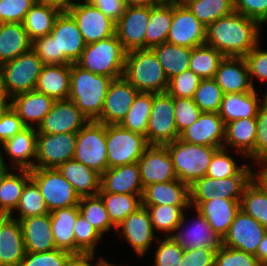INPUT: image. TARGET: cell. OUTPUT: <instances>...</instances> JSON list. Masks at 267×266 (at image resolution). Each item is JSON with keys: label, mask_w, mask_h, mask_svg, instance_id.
I'll list each match as a JSON object with an SVG mask.
<instances>
[{"label": "cell", "mask_w": 267, "mask_h": 266, "mask_svg": "<svg viewBox=\"0 0 267 266\" xmlns=\"http://www.w3.org/2000/svg\"><path fill=\"white\" fill-rule=\"evenodd\" d=\"M240 209L267 229V191L254 178L244 189Z\"/></svg>", "instance_id": "f6af8a7d"}, {"label": "cell", "mask_w": 267, "mask_h": 266, "mask_svg": "<svg viewBox=\"0 0 267 266\" xmlns=\"http://www.w3.org/2000/svg\"><path fill=\"white\" fill-rule=\"evenodd\" d=\"M227 149L220 148L212 156L206 176L224 179L231 176H254L250 165L239 166L235 159L227 154Z\"/></svg>", "instance_id": "681fc988"}, {"label": "cell", "mask_w": 267, "mask_h": 266, "mask_svg": "<svg viewBox=\"0 0 267 266\" xmlns=\"http://www.w3.org/2000/svg\"><path fill=\"white\" fill-rule=\"evenodd\" d=\"M214 266H263L255 255L221 245L215 253Z\"/></svg>", "instance_id": "11a10c76"}, {"label": "cell", "mask_w": 267, "mask_h": 266, "mask_svg": "<svg viewBox=\"0 0 267 266\" xmlns=\"http://www.w3.org/2000/svg\"><path fill=\"white\" fill-rule=\"evenodd\" d=\"M9 100H11L9 105L18 114L22 123L26 127L35 125V128L39 126L55 102L53 98L36 90L17 94Z\"/></svg>", "instance_id": "f546056e"}, {"label": "cell", "mask_w": 267, "mask_h": 266, "mask_svg": "<svg viewBox=\"0 0 267 266\" xmlns=\"http://www.w3.org/2000/svg\"><path fill=\"white\" fill-rule=\"evenodd\" d=\"M257 165L261 163L262 171H254V179L267 191V158L256 162Z\"/></svg>", "instance_id": "2644e50d"}, {"label": "cell", "mask_w": 267, "mask_h": 266, "mask_svg": "<svg viewBox=\"0 0 267 266\" xmlns=\"http://www.w3.org/2000/svg\"><path fill=\"white\" fill-rule=\"evenodd\" d=\"M151 49L162 65L168 80L189 69L191 48L164 42Z\"/></svg>", "instance_id": "60d3db41"}, {"label": "cell", "mask_w": 267, "mask_h": 266, "mask_svg": "<svg viewBox=\"0 0 267 266\" xmlns=\"http://www.w3.org/2000/svg\"><path fill=\"white\" fill-rule=\"evenodd\" d=\"M126 5L153 7L164 3L163 0H125Z\"/></svg>", "instance_id": "34e18365"}, {"label": "cell", "mask_w": 267, "mask_h": 266, "mask_svg": "<svg viewBox=\"0 0 267 266\" xmlns=\"http://www.w3.org/2000/svg\"><path fill=\"white\" fill-rule=\"evenodd\" d=\"M216 249L198 248L184 250L180 266H214Z\"/></svg>", "instance_id": "003e7915"}, {"label": "cell", "mask_w": 267, "mask_h": 266, "mask_svg": "<svg viewBox=\"0 0 267 266\" xmlns=\"http://www.w3.org/2000/svg\"><path fill=\"white\" fill-rule=\"evenodd\" d=\"M179 138L190 144L226 148L225 124L219 113L202 112L199 118L180 134Z\"/></svg>", "instance_id": "44dd1931"}, {"label": "cell", "mask_w": 267, "mask_h": 266, "mask_svg": "<svg viewBox=\"0 0 267 266\" xmlns=\"http://www.w3.org/2000/svg\"><path fill=\"white\" fill-rule=\"evenodd\" d=\"M223 96L222 89L213 78L201 79L193 101L202 112L219 113Z\"/></svg>", "instance_id": "816d5d0a"}, {"label": "cell", "mask_w": 267, "mask_h": 266, "mask_svg": "<svg viewBox=\"0 0 267 266\" xmlns=\"http://www.w3.org/2000/svg\"><path fill=\"white\" fill-rule=\"evenodd\" d=\"M255 256L263 266H267V231L264 234L262 241L260 242Z\"/></svg>", "instance_id": "8c879c8a"}, {"label": "cell", "mask_w": 267, "mask_h": 266, "mask_svg": "<svg viewBox=\"0 0 267 266\" xmlns=\"http://www.w3.org/2000/svg\"><path fill=\"white\" fill-rule=\"evenodd\" d=\"M26 252H49L57 249L51 228L50 213L19 220Z\"/></svg>", "instance_id": "83f0119b"}, {"label": "cell", "mask_w": 267, "mask_h": 266, "mask_svg": "<svg viewBox=\"0 0 267 266\" xmlns=\"http://www.w3.org/2000/svg\"><path fill=\"white\" fill-rule=\"evenodd\" d=\"M73 158L100 175L108 169L105 124L91 120L76 133Z\"/></svg>", "instance_id": "52a82bcc"}, {"label": "cell", "mask_w": 267, "mask_h": 266, "mask_svg": "<svg viewBox=\"0 0 267 266\" xmlns=\"http://www.w3.org/2000/svg\"><path fill=\"white\" fill-rule=\"evenodd\" d=\"M197 221L195 220L188 230H180L186 220L184 212L179 226L176 228V233L172 236L183 250H193L198 248H213L219 249L222 245V239L211 228L205 217L197 211Z\"/></svg>", "instance_id": "d4e9b609"}, {"label": "cell", "mask_w": 267, "mask_h": 266, "mask_svg": "<svg viewBox=\"0 0 267 266\" xmlns=\"http://www.w3.org/2000/svg\"><path fill=\"white\" fill-rule=\"evenodd\" d=\"M223 58L215 48L203 44L191 49L189 69L201 79H212Z\"/></svg>", "instance_id": "bcb514c9"}, {"label": "cell", "mask_w": 267, "mask_h": 266, "mask_svg": "<svg viewBox=\"0 0 267 266\" xmlns=\"http://www.w3.org/2000/svg\"><path fill=\"white\" fill-rule=\"evenodd\" d=\"M32 50L44 65L63 64V54H58L56 40L50 34L32 41Z\"/></svg>", "instance_id": "94428289"}, {"label": "cell", "mask_w": 267, "mask_h": 266, "mask_svg": "<svg viewBox=\"0 0 267 266\" xmlns=\"http://www.w3.org/2000/svg\"><path fill=\"white\" fill-rule=\"evenodd\" d=\"M142 206H191L190 186L179 179L146 186L141 197Z\"/></svg>", "instance_id": "f1b7e54d"}, {"label": "cell", "mask_w": 267, "mask_h": 266, "mask_svg": "<svg viewBox=\"0 0 267 266\" xmlns=\"http://www.w3.org/2000/svg\"><path fill=\"white\" fill-rule=\"evenodd\" d=\"M61 10L41 2H35L27 12L23 26L31 41L49 35Z\"/></svg>", "instance_id": "f35d334b"}, {"label": "cell", "mask_w": 267, "mask_h": 266, "mask_svg": "<svg viewBox=\"0 0 267 266\" xmlns=\"http://www.w3.org/2000/svg\"><path fill=\"white\" fill-rule=\"evenodd\" d=\"M256 126V117L235 119L226 123L224 143L255 160Z\"/></svg>", "instance_id": "836d02e7"}, {"label": "cell", "mask_w": 267, "mask_h": 266, "mask_svg": "<svg viewBox=\"0 0 267 266\" xmlns=\"http://www.w3.org/2000/svg\"><path fill=\"white\" fill-rule=\"evenodd\" d=\"M26 126L18 117V114L9 105L0 115V142L1 145L20 132Z\"/></svg>", "instance_id": "03108f58"}, {"label": "cell", "mask_w": 267, "mask_h": 266, "mask_svg": "<svg viewBox=\"0 0 267 266\" xmlns=\"http://www.w3.org/2000/svg\"><path fill=\"white\" fill-rule=\"evenodd\" d=\"M37 130L35 127H25L9 138L1 146L8 157L11 158L14 169L34 168L36 159ZM33 158V159H31Z\"/></svg>", "instance_id": "4dcf8cb0"}, {"label": "cell", "mask_w": 267, "mask_h": 266, "mask_svg": "<svg viewBox=\"0 0 267 266\" xmlns=\"http://www.w3.org/2000/svg\"><path fill=\"white\" fill-rule=\"evenodd\" d=\"M111 222L117 227L127 216L142 206V194L99 192Z\"/></svg>", "instance_id": "b9f144b4"}, {"label": "cell", "mask_w": 267, "mask_h": 266, "mask_svg": "<svg viewBox=\"0 0 267 266\" xmlns=\"http://www.w3.org/2000/svg\"><path fill=\"white\" fill-rule=\"evenodd\" d=\"M123 77L139 92L164 93L168 88L169 80L151 48L127 52Z\"/></svg>", "instance_id": "3957f363"}, {"label": "cell", "mask_w": 267, "mask_h": 266, "mask_svg": "<svg viewBox=\"0 0 267 266\" xmlns=\"http://www.w3.org/2000/svg\"><path fill=\"white\" fill-rule=\"evenodd\" d=\"M79 214L78 206L59 208L50 212L57 249L75 254L74 226Z\"/></svg>", "instance_id": "8d00e7d4"}, {"label": "cell", "mask_w": 267, "mask_h": 266, "mask_svg": "<svg viewBox=\"0 0 267 266\" xmlns=\"http://www.w3.org/2000/svg\"><path fill=\"white\" fill-rule=\"evenodd\" d=\"M190 204L205 217L220 239L227 234L240 211V200L218 198L210 201H190Z\"/></svg>", "instance_id": "cb8c5ba5"}, {"label": "cell", "mask_w": 267, "mask_h": 266, "mask_svg": "<svg viewBox=\"0 0 267 266\" xmlns=\"http://www.w3.org/2000/svg\"><path fill=\"white\" fill-rule=\"evenodd\" d=\"M50 35L56 40L58 54H63V64H72L79 60L86 43L76 21L68 11L60 12Z\"/></svg>", "instance_id": "d6986e66"}, {"label": "cell", "mask_w": 267, "mask_h": 266, "mask_svg": "<svg viewBox=\"0 0 267 266\" xmlns=\"http://www.w3.org/2000/svg\"><path fill=\"white\" fill-rule=\"evenodd\" d=\"M84 2V3H83ZM74 3L67 11L76 21L86 44L115 34V22L89 1Z\"/></svg>", "instance_id": "5bb4252c"}, {"label": "cell", "mask_w": 267, "mask_h": 266, "mask_svg": "<svg viewBox=\"0 0 267 266\" xmlns=\"http://www.w3.org/2000/svg\"><path fill=\"white\" fill-rule=\"evenodd\" d=\"M164 2H181L182 0H163Z\"/></svg>", "instance_id": "09005b40"}, {"label": "cell", "mask_w": 267, "mask_h": 266, "mask_svg": "<svg viewBox=\"0 0 267 266\" xmlns=\"http://www.w3.org/2000/svg\"><path fill=\"white\" fill-rule=\"evenodd\" d=\"M261 24L234 11L206 27L205 44L224 57H244L260 43Z\"/></svg>", "instance_id": "6da1fadb"}, {"label": "cell", "mask_w": 267, "mask_h": 266, "mask_svg": "<svg viewBox=\"0 0 267 266\" xmlns=\"http://www.w3.org/2000/svg\"><path fill=\"white\" fill-rule=\"evenodd\" d=\"M256 121L255 160L267 158V94L262 99Z\"/></svg>", "instance_id": "6125c7cd"}, {"label": "cell", "mask_w": 267, "mask_h": 266, "mask_svg": "<svg viewBox=\"0 0 267 266\" xmlns=\"http://www.w3.org/2000/svg\"><path fill=\"white\" fill-rule=\"evenodd\" d=\"M108 266H118V265L116 264L114 265L113 263H110Z\"/></svg>", "instance_id": "979ff035"}, {"label": "cell", "mask_w": 267, "mask_h": 266, "mask_svg": "<svg viewBox=\"0 0 267 266\" xmlns=\"http://www.w3.org/2000/svg\"><path fill=\"white\" fill-rule=\"evenodd\" d=\"M201 78L187 69L168 81L166 92L176 98H193Z\"/></svg>", "instance_id": "db71d44e"}, {"label": "cell", "mask_w": 267, "mask_h": 266, "mask_svg": "<svg viewBox=\"0 0 267 266\" xmlns=\"http://www.w3.org/2000/svg\"><path fill=\"white\" fill-rule=\"evenodd\" d=\"M137 162L108 168L100 180V191L113 194H143Z\"/></svg>", "instance_id": "4316f807"}, {"label": "cell", "mask_w": 267, "mask_h": 266, "mask_svg": "<svg viewBox=\"0 0 267 266\" xmlns=\"http://www.w3.org/2000/svg\"><path fill=\"white\" fill-rule=\"evenodd\" d=\"M88 121L73 101L55 100L36 130L46 134L77 133Z\"/></svg>", "instance_id": "9a60e30c"}, {"label": "cell", "mask_w": 267, "mask_h": 266, "mask_svg": "<svg viewBox=\"0 0 267 266\" xmlns=\"http://www.w3.org/2000/svg\"><path fill=\"white\" fill-rule=\"evenodd\" d=\"M267 229L241 209L222 239V245L256 255Z\"/></svg>", "instance_id": "e0dca14e"}, {"label": "cell", "mask_w": 267, "mask_h": 266, "mask_svg": "<svg viewBox=\"0 0 267 266\" xmlns=\"http://www.w3.org/2000/svg\"><path fill=\"white\" fill-rule=\"evenodd\" d=\"M223 94L247 93L253 91L249 70L244 57H224L213 78Z\"/></svg>", "instance_id": "603a6c76"}, {"label": "cell", "mask_w": 267, "mask_h": 266, "mask_svg": "<svg viewBox=\"0 0 267 266\" xmlns=\"http://www.w3.org/2000/svg\"><path fill=\"white\" fill-rule=\"evenodd\" d=\"M254 176H231L215 179L204 176L190 186V201H210L213 199L241 200L245 187Z\"/></svg>", "instance_id": "7c38bea8"}, {"label": "cell", "mask_w": 267, "mask_h": 266, "mask_svg": "<svg viewBox=\"0 0 267 266\" xmlns=\"http://www.w3.org/2000/svg\"><path fill=\"white\" fill-rule=\"evenodd\" d=\"M9 98L6 96L3 89L2 75L0 72V102H8Z\"/></svg>", "instance_id": "2a66077c"}, {"label": "cell", "mask_w": 267, "mask_h": 266, "mask_svg": "<svg viewBox=\"0 0 267 266\" xmlns=\"http://www.w3.org/2000/svg\"><path fill=\"white\" fill-rule=\"evenodd\" d=\"M174 111L176 129L179 134L192 125L202 113L193 98L174 97Z\"/></svg>", "instance_id": "6f0895ef"}, {"label": "cell", "mask_w": 267, "mask_h": 266, "mask_svg": "<svg viewBox=\"0 0 267 266\" xmlns=\"http://www.w3.org/2000/svg\"><path fill=\"white\" fill-rule=\"evenodd\" d=\"M206 26L182 3L173 2V17L166 42L195 48L205 44Z\"/></svg>", "instance_id": "4fadbf2b"}, {"label": "cell", "mask_w": 267, "mask_h": 266, "mask_svg": "<svg viewBox=\"0 0 267 266\" xmlns=\"http://www.w3.org/2000/svg\"><path fill=\"white\" fill-rule=\"evenodd\" d=\"M181 2L206 27L235 11L234 0H182Z\"/></svg>", "instance_id": "ee69618b"}, {"label": "cell", "mask_w": 267, "mask_h": 266, "mask_svg": "<svg viewBox=\"0 0 267 266\" xmlns=\"http://www.w3.org/2000/svg\"><path fill=\"white\" fill-rule=\"evenodd\" d=\"M139 91L124 77L113 79L109 85L100 118L105 125L119 124L129 111Z\"/></svg>", "instance_id": "ffe728a7"}, {"label": "cell", "mask_w": 267, "mask_h": 266, "mask_svg": "<svg viewBox=\"0 0 267 266\" xmlns=\"http://www.w3.org/2000/svg\"><path fill=\"white\" fill-rule=\"evenodd\" d=\"M57 169L73 186L79 197L94 196L99 193L101 175L76 159L67 160Z\"/></svg>", "instance_id": "d6a6232c"}, {"label": "cell", "mask_w": 267, "mask_h": 266, "mask_svg": "<svg viewBox=\"0 0 267 266\" xmlns=\"http://www.w3.org/2000/svg\"><path fill=\"white\" fill-rule=\"evenodd\" d=\"M32 49L23 23H0V65Z\"/></svg>", "instance_id": "e575fe53"}, {"label": "cell", "mask_w": 267, "mask_h": 266, "mask_svg": "<svg viewBox=\"0 0 267 266\" xmlns=\"http://www.w3.org/2000/svg\"><path fill=\"white\" fill-rule=\"evenodd\" d=\"M120 228L124 239L139 256L148 252L152 242L158 238L154 233L150 214L143 206L127 216L116 227L118 230H121Z\"/></svg>", "instance_id": "7402d4cb"}, {"label": "cell", "mask_w": 267, "mask_h": 266, "mask_svg": "<svg viewBox=\"0 0 267 266\" xmlns=\"http://www.w3.org/2000/svg\"><path fill=\"white\" fill-rule=\"evenodd\" d=\"M112 80L113 78L92 73L72 63L68 99L75 103L89 121L98 120Z\"/></svg>", "instance_id": "7a4b0ae2"}, {"label": "cell", "mask_w": 267, "mask_h": 266, "mask_svg": "<svg viewBox=\"0 0 267 266\" xmlns=\"http://www.w3.org/2000/svg\"><path fill=\"white\" fill-rule=\"evenodd\" d=\"M30 178L38 186L49 213L59 208L78 206L79 195L57 168H33Z\"/></svg>", "instance_id": "ba28073f"}, {"label": "cell", "mask_w": 267, "mask_h": 266, "mask_svg": "<svg viewBox=\"0 0 267 266\" xmlns=\"http://www.w3.org/2000/svg\"><path fill=\"white\" fill-rule=\"evenodd\" d=\"M3 152L0 151V182L2 178L6 175V173L11 170L6 165V162L4 161V156L2 155Z\"/></svg>", "instance_id": "11e5206c"}, {"label": "cell", "mask_w": 267, "mask_h": 266, "mask_svg": "<svg viewBox=\"0 0 267 266\" xmlns=\"http://www.w3.org/2000/svg\"><path fill=\"white\" fill-rule=\"evenodd\" d=\"M159 242L155 253L154 266H180L184 250L173 237L157 238Z\"/></svg>", "instance_id": "9f6ffc18"}, {"label": "cell", "mask_w": 267, "mask_h": 266, "mask_svg": "<svg viewBox=\"0 0 267 266\" xmlns=\"http://www.w3.org/2000/svg\"><path fill=\"white\" fill-rule=\"evenodd\" d=\"M259 43L244 56L249 76L252 83V78L267 81V51L259 49ZM267 94V92H266Z\"/></svg>", "instance_id": "be15d7a7"}, {"label": "cell", "mask_w": 267, "mask_h": 266, "mask_svg": "<svg viewBox=\"0 0 267 266\" xmlns=\"http://www.w3.org/2000/svg\"><path fill=\"white\" fill-rule=\"evenodd\" d=\"M177 178L189 186L206 176L216 147L187 143L180 138L165 144Z\"/></svg>", "instance_id": "5b68a950"}, {"label": "cell", "mask_w": 267, "mask_h": 266, "mask_svg": "<svg viewBox=\"0 0 267 266\" xmlns=\"http://www.w3.org/2000/svg\"><path fill=\"white\" fill-rule=\"evenodd\" d=\"M143 207H146L150 214L153 230L156 228L163 231L165 237H172L181 222L184 210L191 206L156 205Z\"/></svg>", "instance_id": "c3c4849f"}, {"label": "cell", "mask_w": 267, "mask_h": 266, "mask_svg": "<svg viewBox=\"0 0 267 266\" xmlns=\"http://www.w3.org/2000/svg\"><path fill=\"white\" fill-rule=\"evenodd\" d=\"M95 255L92 253H79L71 254L66 261L65 266H108L111 262H108L104 258L99 257V261L94 265L90 263L94 260Z\"/></svg>", "instance_id": "89a4df30"}, {"label": "cell", "mask_w": 267, "mask_h": 266, "mask_svg": "<svg viewBox=\"0 0 267 266\" xmlns=\"http://www.w3.org/2000/svg\"><path fill=\"white\" fill-rule=\"evenodd\" d=\"M173 17V2L150 7L146 28L145 48H153L166 42Z\"/></svg>", "instance_id": "ab89813d"}, {"label": "cell", "mask_w": 267, "mask_h": 266, "mask_svg": "<svg viewBox=\"0 0 267 266\" xmlns=\"http://www.w3.org/2000/svg\"><path fill=\"white\" fill-rule=\"evenodd\" d=\"M70 252L55 249L49 252H26L19 266H65Z\"/></svg>", "instance_id": "680465c9"}, {"label": "cell", "mask_w": 267, "mask_h": 266, "mask_svg": "<svg viewBox=\"0 0 267 266\" xmlns=\"http://www.w3.org/2000/svg\"><path fill=\"white\" fill-rule=\"evenodd\" d=\"M152 102L153 93L139 92L119 125L146 138Z\"/></svg>", "instance_id": "7bdbcfd3"}, {"label": "cell", "mask_w": 267, "mask_h": 266, "mask_svg": "<svg viewBox=\"0 0 267 266\" xmlns=\"http://www.w3.org/2000/svg\"><path fill=\"white\" fill-rule=\"evenodd\" d=\"M75 147L76 133H37L34 168H58L74 157Z\"/></svg>", "instance_id": "8fae6325"}, {"label": "cell", "mask_w": 267, "mask_h": 266, "mask_svg": "<svg viewBox=\"0 0 267 266\" xmlns=\"http://www.w3.org/2000/svg\"><path fill=\"white\" fill-rule=\"evenodd\" d=\"M43 66L32 49L0 65L6 96L11 99L17 94L33 91Z\"/></svg>", "instance_id": "8992f818"}, {"label": "cell", "mask_w": 267, "mask_h": 266, "mask_svg": "<svg viewBox=\"0 0 267 266\" xmlns=\"http://www.w3.org/2000/svg\"><path fill=\"white\" fill-rule=\"evenodd\" d=\"M15 210L19 212V216L16 217L17 220L49 213L41 192L32 179L25 184Z\"/></svg>", "instance_id": "f907efd6"}, {"label": "cell", "mask_w": 267, "mask_h": 266, "mask_svg": "<svg viewBox=\"0 0 267 266\" xmlns=\"http://www.w3.org/2000/svg\"><path fill=\"white\" fill-rule=\"evenodd\" d=\"M102 237L81 214L78 215L74 226L75 254H95V247Z\"/></svg>", "instance_id": "f5cc1de1"}, {"label": "cell", "mask_w": 267, "mask_h": 266, "mask_svg": "<svg viewBox=\"0 0 267 266\" xmlns=\"http://www.w3.org/2000/svg\"><path fill=\"white\" fill-rule=\"evenodd\" d=\"M174 117V97L167 92L153 93L146 132V141L149 145H165L180 137Z\"/></svg>", "instance_id": "30bf717a"}, {"label": "cell", "mask_w": 267, "mask_h": 266, "mask_svg": "<svg viewBox=\"0 0 267 266\" xmlns=\"http://www.w3.org/2000/svg\"><path fill=\"white\" fill-rule=\"evenodd\" d=\"M115 23L125 11V0H88Z\"/></svg>", "instance_id": "a7ac6f4b"}, {"label": "cell", "mask_w": 267, "mask_h": 266, "mask_svg": "<svg viewBox=\"0 0 267 266\" xmlns=\"http://www.w3.org/2000/svg\"><path fill=\"white\" fill-rule=\"evenodd\" d=\"M78 209L81 216L102 236L105 232L110 231L112 226L116 228L111 222L105 205L98 194L80 197Z\"/></svg>", "instance_id": "7dc6e473"}, {"label": "cell", "mask_w": 267, "mask_h": 266, "mask_svg": "<svg viewBox=\"0 0 267 266\" xmlns=\"http://www.w3.org/2000/svg\"><path fill=\"white\" fill-rule=\"evenodd\" d=\"M261 103L255 89L247 93L225 94L219 115L224 124L235 119L256 117Z\"/></svg>", "instance_id": "d590c367"}, {"label": "cell", "mask_w": 267, "mask_h": 266, "mask_svg": "<svg viewBox=\"0 0 267 266\" xmlns=\"http://www.w3.org/2000/svg\"><path fill=\"white\" fill-rule=\"evenodd\" d=\"M143 189L153 183L178 179L165 145H149L138 160Z\"/></svg>", "instance_id": "ac0fdd59"}, {"label": "cell", "mask_w": 267, "mask_h": 266, "mask_svg": "<svg viewBox=\"0 0 267 266\" xmlns=\"http://www.w3.org/2000/svg\"><path fill=\"white\" fill-rule=\"evenodd\" d=\"M9 106V102H0V115Z\"/></svg>", "instance_id": "b9fcfbb0"}, {"label": "cell", "mask_w": 267, "mask_h": 266, "mask_svg": "<svg viewBox=\"0 0 267 266\" xmlns=\"http://www.w3.org/2000/svg\"><path fill=\"white\" fill-rule=\"evenodd\" d=\"M126 54L127 51L115 33L108 38L86 44L76 64L92 73L118 79L123 77Z\"/></svg>", "instance_id": "277c9868"}, {"label": "cell", "mask_w": 267, "mask_h": 266, "mask_svg": "<svg viewBox=\"0 0 267 266\" xmlns=\"http://www.w3.org/2000/svg\"><path fill=\"white\" fill-rule=\"evenodd\" d=\"M35 0H0V23H23Z\"/></svg>", "instance_id": "91938a15"}, {"label": "cell", "mask_w": 267, "mask_h": 266, "mask_svg": "<svg viewBox=\"0 0 267 266\" xmlns=\"http://www.w3.org/2000/svg\"><path fill=\"white\" fill-rule=\"evenodd\" d=\"M9 170L0 182V215L12 216L22 195L25 184L31 179L30 170Z\"/></svg>", "instance_id": "74e56055"}, {"label": "cell", "mask_w": 267, "mask_h": 266, "mask_svg": "<svg viewBox=\"0 0 267 266\" xmlns=\"http://www.w3.org/2000/svg\"><path fill=\"white\" fill-rule=\"evenodd\" d=\"M148 146L145 136L119 124L106 125L108 168L138 162Z\"/></svg>", "instance_id": "9c48e42d"}, {"label": "cell", "mask_w": 267, "mask_h": 266, "mask_svg": "<svg viewBox=\"0 0 267 266\" xmlns=\"http://www.w3.org/2000/svg\"><path fill=\"white\" fill-rule=\"evenodd\" d=\"M150 18V7L127 5L115 23V33L128 52L145 48L146 28Z\"/></svg>", "instance_id": "2e32d148"}, {"label": "cell", "mask_w": 267, "mask_h": 266, "mask_svg": "<svg viewBox=\"0 0 267 266\" xmlns=\"http://www.w3.org/2000/svg\"><path fill=\"white\" fill-rule=\"evenodd\" d=\"M37 2L57 7L61 11H67L75 3L73 0H38Z\"/></svg>", "instance_id": "753ad0ef"}, {"label": "cell", "mask_w": 267, "mask_h": 266, "mask_svg": "<svg viewBox=\"0 0 267 266\" xmlns=\"http://www.w3.org/2000/svg\"><path fill=\"white\" fill-rule=\"evenodd\" d=\"M71 64L44 65L35 86L54 100H66L70 94Z\"/></svg>", "instance_id": "1f68e13d"}, {"label": "cell", "mask_w": 267, "mask_h": 266, "mask_svg": "<svg viewBox=\"0 0 267 266\" xmlns=\"http://www.w3.org/2000/svg\"><path fill=\"white\" fill-rule=\"evenodd\" d=\"M236 12L258 21L261 25L267 23V0H234Z\"/></svg>", "instance_id": "e7e4bbea"}, {"label": "cell", "mask_w": 267, "mask_h": 266, "mask_svg": "<svg viewBox=\"0 0 267 266\" xmlns=\"http://www.w3.org/2000/svg\"><path fill=\"white\" fill-rule=\"evenodd\" d=\"M26 254L22 228L14 216L0 215L1 266H19Z\"/></svg>", "instance_id": "484cf974"}]
</instances>
